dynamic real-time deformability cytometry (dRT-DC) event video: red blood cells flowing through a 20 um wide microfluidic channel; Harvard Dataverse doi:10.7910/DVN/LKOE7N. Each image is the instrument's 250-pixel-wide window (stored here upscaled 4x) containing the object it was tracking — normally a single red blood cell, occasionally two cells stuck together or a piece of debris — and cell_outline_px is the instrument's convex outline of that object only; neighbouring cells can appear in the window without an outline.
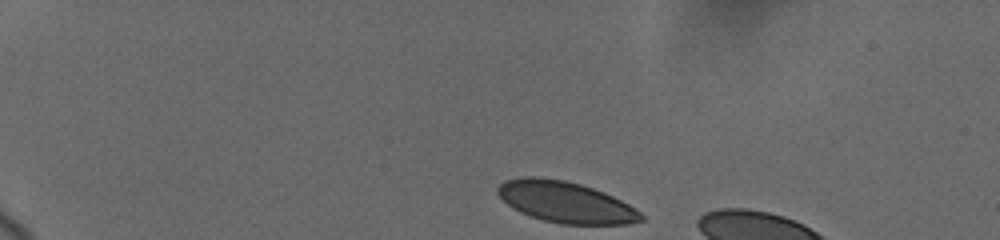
{"species": "human", "species_latin": "Homo sapiens", "temperature_condition": "cold", "stored_images_in_passage": 19, "camera_frame_rate_fps": 3000, "um_per_image_px": 0.085, "donor": {"sex": "female"}, "frame": {"image": 1, "passage_image": 1, "time_ms": 0.0, "image_size_px": [1000, 240], "cell_outline_px": [[644, 220], [628, 224], [560, 224], [528, 216], [512, 208], [496, 192], [496, 188], [504, 180], [524, 176], [536, 176], [564, 180], [580, 184], [604, 192], [628, 204], [640, 212], [644, 216]], "centroid_in_image_um": [48.05, 17.17], "position_along_channel_um": 37.0, "area_um2": 34.39}}